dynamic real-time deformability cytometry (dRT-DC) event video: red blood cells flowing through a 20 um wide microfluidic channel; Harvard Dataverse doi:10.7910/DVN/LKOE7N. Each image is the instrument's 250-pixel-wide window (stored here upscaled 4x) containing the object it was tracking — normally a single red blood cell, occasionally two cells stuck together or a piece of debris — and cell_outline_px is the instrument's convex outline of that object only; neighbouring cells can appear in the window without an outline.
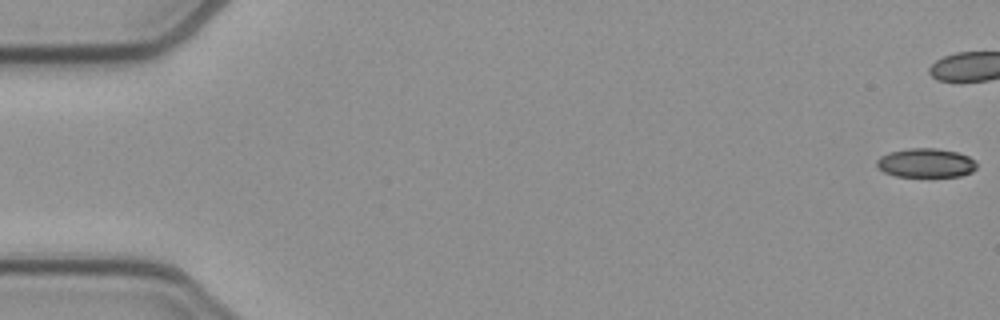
{"species": "common noctule bat (a hibernating species)", "species_latin": "Nyctalus noctula", "temperature_condition": "cold", "stored_images_in_passage": 42, "camera_frame_rate_fps": 3000, "um_per_image_px": 0.085, "animal": {"sex": "female", "body_mass_g": 21.9}, "frame": {"image": 1, "passage_image": 1, "time_ms": 0.0, "image_size_px": [1000, 320], "cell_outline_px": [[976, 168], [972, 172], [960, 176], [928, 180], [896, 176], [884, 172], [876, 168], [876, 160], [880, 156], [888, 152], [908, 148], [936, 148], [956, 152], [968, 156], [976, 160]], "centroid_in_image_um": [78.68, 13.91], "position_along_channel_um": 6.3, "area_um2": 17.98}}
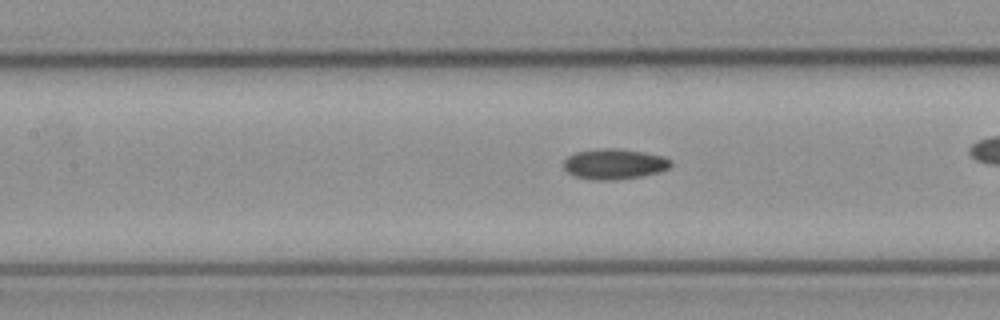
{"frame": {"image": 2, "passage_image": 24, "time_ms": 7.667, "image_size_px": [1000, 320], "cell_outline_px": [[672, 164], [668, 168], [660, 172], [640, 176], [612, 180], [592, 180], [572, 176], [564, 168], [564, 160], [568, 156], [576, 152], [604, 148], [612, 148], [644, 152], [660, 156], [672, 160]], "centroid_in_image_um": [52.19, 13.95], "position_along_channel_um": 155.2, "area_um2": 18.9}}
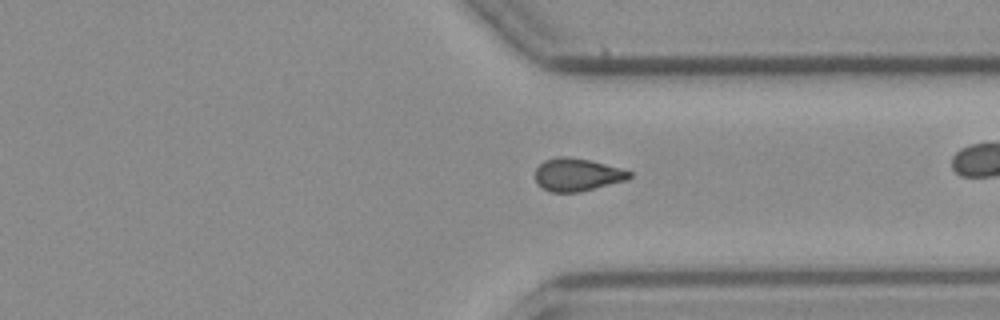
{"frame": {"image": 3, "passage_image": 40, "time_ms": 13.0, "image_size_px": [1000, 320], "cell_outline_px": [[632, 176], [628, 180], [580, 192], [552, 192], [540, 188], [536, 184], [536, 168], [544, 160], [556, 156], [564, 156], [592, 160], [620, 168], [632, 172]], "centroid_in_image_um": [49.06, 14.85], "position_along_channel_um": 362.3, "area_um2": 18.26}}